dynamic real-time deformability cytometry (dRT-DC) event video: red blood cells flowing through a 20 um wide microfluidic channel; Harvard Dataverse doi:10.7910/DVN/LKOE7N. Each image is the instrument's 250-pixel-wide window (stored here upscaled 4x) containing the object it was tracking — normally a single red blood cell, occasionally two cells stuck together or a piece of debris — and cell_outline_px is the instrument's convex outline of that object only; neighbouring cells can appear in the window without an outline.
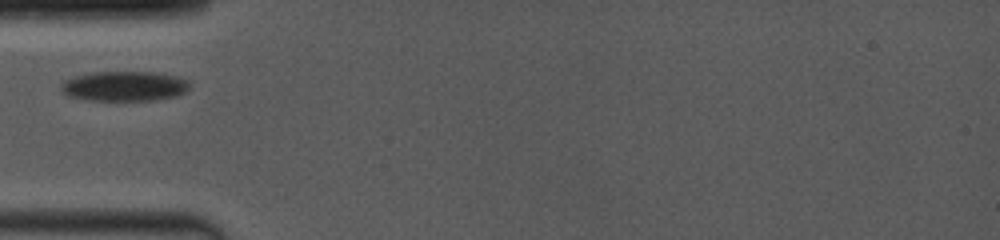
{"species": "common noctule bat (a hibernating species)", "species_latin": "Nyctalus noctula", "temperature_condition": "room temperature", "stored_images_in_passage": 27, "camera_frame_rate_fps": 4000, "um_per_image_px": 0.085, "animal": {"sex": "female", "body_mass_g": 19.0, "forearm_length_mm": 53.3}, "frame": {"image": 1, "passage_image": 3, "time_ms": 1.5, "image_size_px": [1000, 240], "cell_outline_px": [[188, 88], [184, 92], [176, 96], [156, 100], [88, 100], [68, 96], [60, 92], [60, 84], [64, 80], [76, 76], [92, 72], [152, 72], [172, 76], [188, 80]], "centroid_in_image_um": [10.5, 7.33], "position_along_channel_um": 74.5, "area_um2": 22.31}}
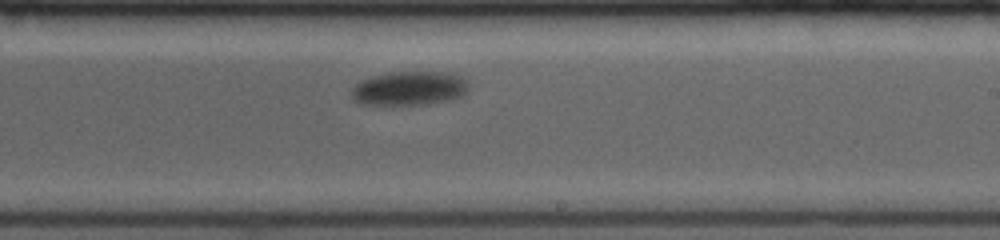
{"frame": {"image": 2, "passage_image": 17, "time_ms": 6.5, "image_size_px": [1000, 240], "cell_outline_px": [[468, 88], [460, 96], [448, 100], [428, 104], [364, 104], [352, 100], [352, 88], [360, 80], [372, 76], [392, 72], [448, 72], [464, 76], [468, 80]], "centroid_in_image_um": [34.81, 7.49], "position_along_channel_um": 254.2, "area_um2": 23.24}}
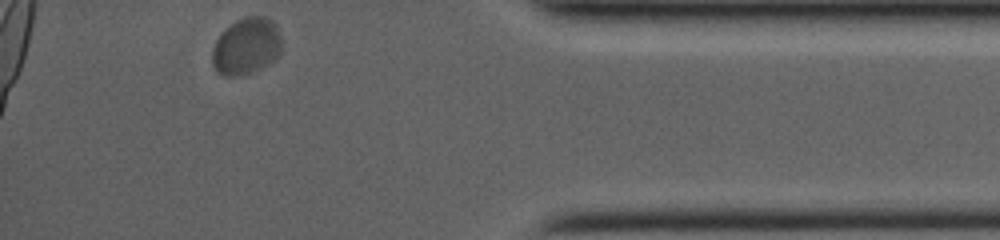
{"frame": {"image": 3, "passage_image": 27, "time_ms": 11.5, "image_size_px": [1000, 240], "cell_outline_px": [[280, 52], [268, 64], [252, 72], [240, 76], [224, 76], [216, 72], [212, 64], [212, 48], [216, 40], [236, 20], [244, 16], [260, 16], [272, 20], [276, 24], [280, 32]], "centroid_in_image_um": [20.92, 3.94], "position_along_channel_um": 414.3, "area_um2": 22.83}, "authors_computed_cell_mechanics": {"area_um2": 23.2356, "velocity_mm_per_s": 3.5999, "shape_relaxation_time_tau1_ms": 2.7109, "shape_relaxation_time_tau2_ms": null, "deformation_change_tau1": 0.0896, "deformation_change_tau2": null}}